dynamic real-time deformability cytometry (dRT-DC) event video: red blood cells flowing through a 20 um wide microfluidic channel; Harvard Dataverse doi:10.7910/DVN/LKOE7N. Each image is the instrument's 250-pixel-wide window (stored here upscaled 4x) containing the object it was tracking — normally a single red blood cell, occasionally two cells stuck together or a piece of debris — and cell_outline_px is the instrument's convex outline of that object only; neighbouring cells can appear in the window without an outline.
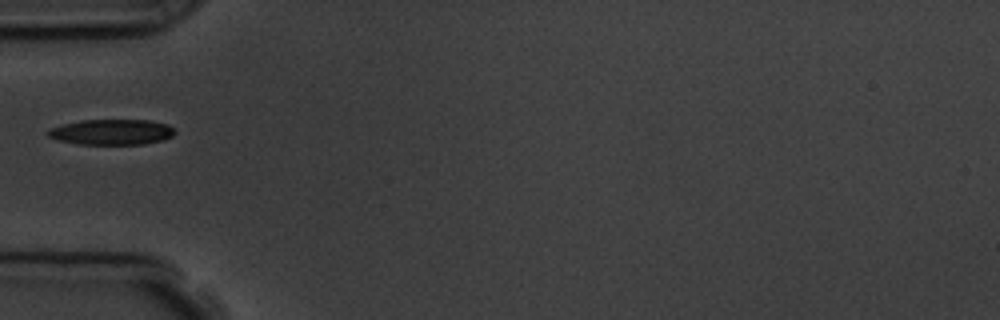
{"species": "common noctule bat (a hibernating species)", "species_latin": "Nyctalus noctula", "temperature_condition": "room temperature", "stored_images_in_passage": 5, "camera_frame_rate_fps": 3000, "um_per_image_px": 0.085, "animal": {"sex": "male", "body_mass_g": 19.5, "forearm_length_mm": 54.6}, "frame": {"image": 1, "passage_image": 1, "time_ms": 0.0, "image_size_px": [1000, 320], "cell_outline_px": [[176, 132], [172, 136], [160, 140], [144, 144], [76, 144], [56, 140], [48, 136], [44, 132], [48, 128], [80, 120], [148, 120], [168, 124]], "centroid_in_image_um": [9.42, 11.22], "position_along_channel_um": 75.6, "area_um2": 18.96}}